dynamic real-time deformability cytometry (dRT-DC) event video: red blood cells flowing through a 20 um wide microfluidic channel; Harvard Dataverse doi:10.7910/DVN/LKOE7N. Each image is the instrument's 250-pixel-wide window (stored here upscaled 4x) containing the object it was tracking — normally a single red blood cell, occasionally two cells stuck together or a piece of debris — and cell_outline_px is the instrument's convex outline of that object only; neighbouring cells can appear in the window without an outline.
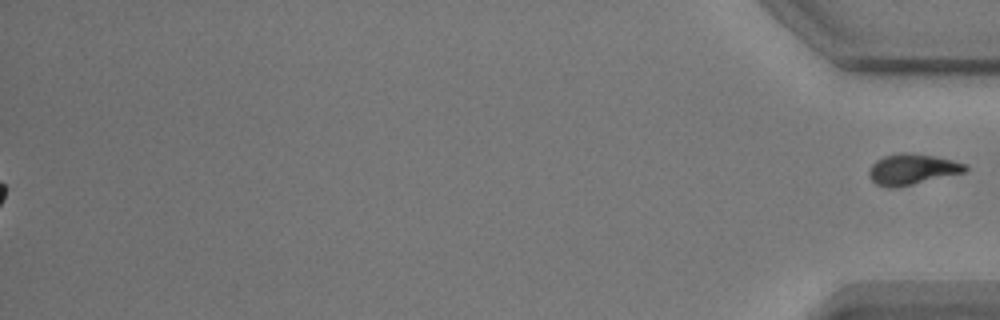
{"species": "common noctule bat (a hibernating species)", "species_latin": "Nyctalus noctula", "temperature_condition": "warm", "stored_images_in_passage": 43, "segment_of_instrument_passage": [2, 2], "camera_frame_rate_fps": 3000, "um_per_image_px": 0.085, "animal": {"sex": "male", "body_mass_g": 17.9}, "frame": {"image": 1, "passage_image": 43, "time_ms": 14.0, "image_size_px": [1000, 320], "cell_outline_px": [[968, 172], [896, 188], [888, 188], [876, 184], [868, 176], [868, 168], [876, 160], [884, 156], [900, 152], [908, 152], [932, 156], [952, 160], [968, 164]], "centroid_in_image_um": [77.54, 14.4], "position_along_channel_um": 357.7, "area_um2": 17.57}}